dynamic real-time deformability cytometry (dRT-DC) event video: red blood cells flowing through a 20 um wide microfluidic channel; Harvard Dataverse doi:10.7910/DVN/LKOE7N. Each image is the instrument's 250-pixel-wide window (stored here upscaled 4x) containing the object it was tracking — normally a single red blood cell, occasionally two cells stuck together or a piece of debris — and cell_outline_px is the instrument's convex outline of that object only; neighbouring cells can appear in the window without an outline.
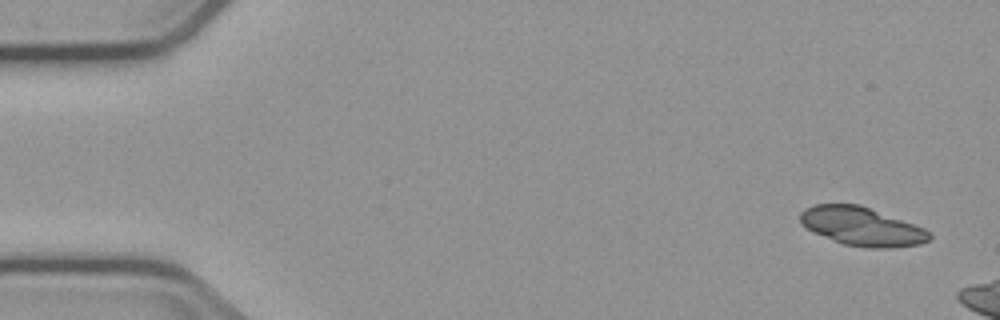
{"species": "common noctule bat (a hibernating species)", "species_latin": "Nyctalus noctula", "temperature_condition": "cold", "stored_images_in_passage": 5, "camera_frame_rate_fps": 3000, "um_per_image_px": 0.085, "animal": {"sex": "male", "body_mass_g": 23.1, "forearm_length_mm": 52.7}, "frame": {"image": 1, "passage_image": 5, "time_ms": 5.0, "image_size_px": [1000, 320], "cell_outline_px": [[932, 240], [920, 244], [888, 248], [868, 248], [844, 244], [812, 232], [800, 220], [800, 212], [804, 208], [816, 204], [860, 204], [924, 228], [932, 236]], "centroid_in_image_um": [73.26, 19.25], "position_along_channel_um": 11.7, "area_um2": 28.9}}